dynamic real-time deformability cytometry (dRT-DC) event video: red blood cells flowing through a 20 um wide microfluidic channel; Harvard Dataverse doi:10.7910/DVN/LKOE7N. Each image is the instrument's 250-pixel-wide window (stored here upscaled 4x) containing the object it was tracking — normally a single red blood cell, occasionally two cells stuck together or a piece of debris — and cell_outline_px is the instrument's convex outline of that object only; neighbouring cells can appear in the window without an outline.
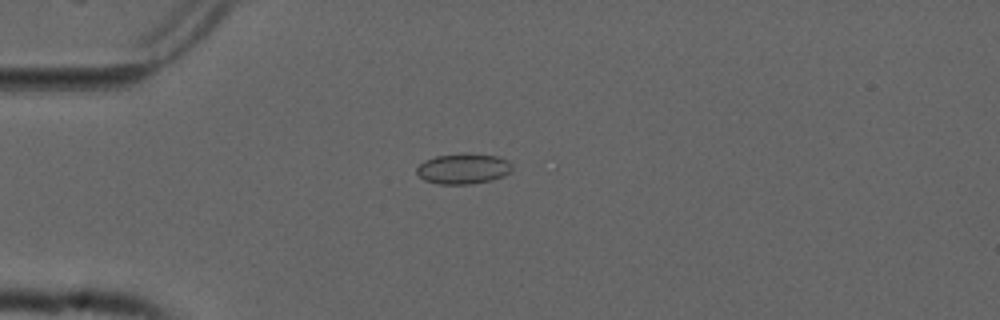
{"species": "common noctule bat (a hibernating species)", "species_latin": "Nyctalus noctula", "temperature_condition": "cold", "stored_images_in_passage": 7, "camera_frame_rate_fps": 3000, "um_per_image_px": 0.085, "animal": {"sex": "male", "forearm_length_mm": 52.5}, "frame": {"image": 1, "passage_image": 4, "time_ms": 1.0, "image_size_px": [1000, 320], "cell_outline_px": [[512, 168], [504, 176], [492, 180], [472, 184], [440, 184], [424, 180], [416, 172], [416, 168], [424, 160], [436, 156], [464, 152], [468, 152], [500, 156], [508, 160], [512, 164]], "centroid_in_image_um": [39.4, 14.32], "position_along_channel_um": 45.6, "area_um2": 17.28}}
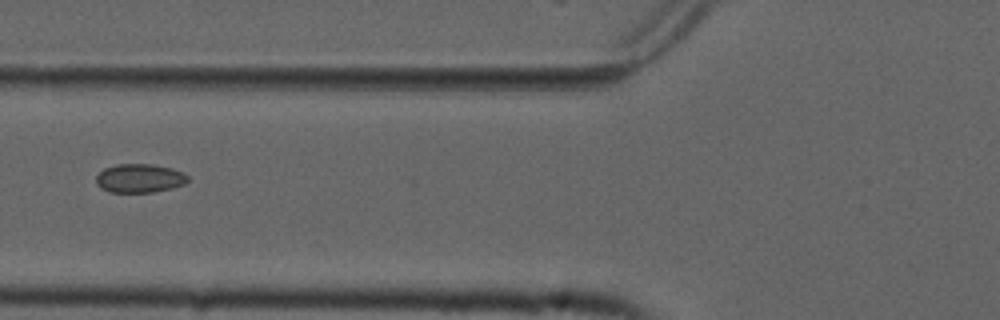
{"frame": {"image": 2, "passage_image": 6, "time_ms": 1.667, "image_size_px": [1000, 320], "cell_outline_px": [[188, 180], [184, 184], [172, 188], [152, 192], [108, 192], [100, 188], [96, 184], [96, 176], [104, 168], [116, 164], [152, 164], [172, 168], [184, 172], [188, 176]], "centroid_in_image_um": [11.85, 15.15], "position_along_channel_um": 113.9, "area_um2": 15.49}}